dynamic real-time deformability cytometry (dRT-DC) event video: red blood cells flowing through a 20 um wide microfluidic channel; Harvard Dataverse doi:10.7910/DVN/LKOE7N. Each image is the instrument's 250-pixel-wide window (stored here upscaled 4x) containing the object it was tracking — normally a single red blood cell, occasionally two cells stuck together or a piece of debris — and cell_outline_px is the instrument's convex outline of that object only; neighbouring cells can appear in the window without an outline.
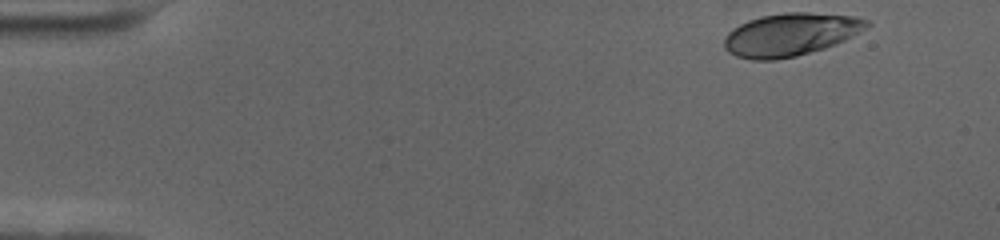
{"species": "human", "species_latin": "Homo sapiens", "temperature_condition": "cold", "stored_images_in_passage": 54, "camera_frame_rate_fps": 3000, "um_per_image_px": 0.085, "donor": {"sex": "female"}, "frame": {"image": 1, "passage_image": 1, "time_ms": 0.0, "image_size_px": [1000, 240], "cell_outline_px": [[872, 24], [868, 28], [836, 44], [824, 48], [796, 56], [776, 60], [752, 60], [736, 56], [728, 52], [724, 48], [724, 36], [732, 28], [748, 20], [760, 16], [784, 12], [808, 12], [856, 16], [868, 20]], "centroid_in_image_um": [67.19, 2.93], "position_along_channel_um": 17.8, "area_um2": 35.89}}
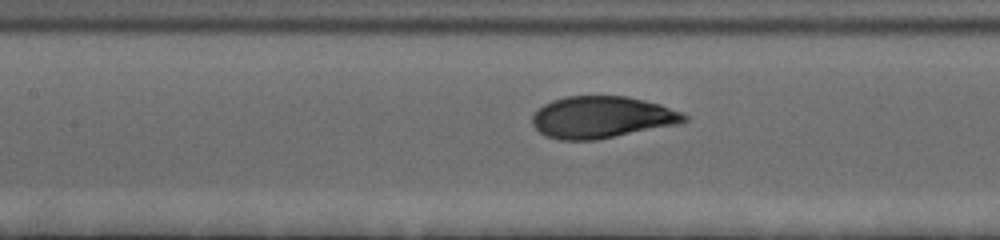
{"frame": {"image": 2, "passage_image": 23, "time_ms": 7.333, "image_size_px": [1000, 240], "cell_outline_px": [[688, 120], [676, 124], [596, 140], [560, 140], [544, 136], [532, 124], [532, 116], [544, 104], [552, 100], [564, 96], [628, 96], [660, 104], [680, 112], [688, 116]], "centroid_in_image_um": [51.12, 9.96], "position_along_channel_um": 156.3, "area_um2": 36.88}}
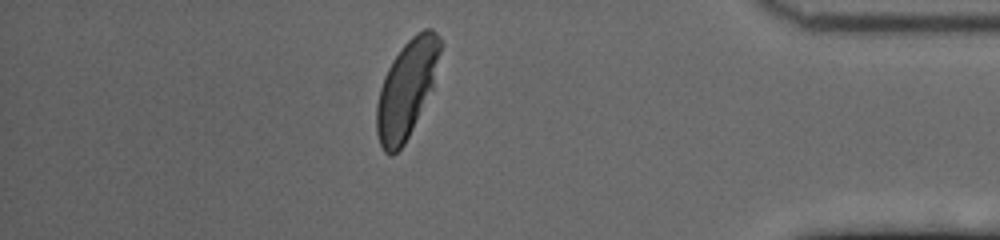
{"frame": {"image": 3, "passage_image": 47, "time_ms": 15.333, "image_size_px": [1000, 240], "cell_outline_px": [[440, 52], [432, 88], [404, 144], [392, 156], [388, 156], [384, 152], [380, 144], [376, 132], [376, 104], [380, 88], [384, 76], [392, 60], [404, 44], [416, 32], [424, 28], [432, 28], [440, 36]], "centroid_in_image_um": [34.54, 7.55], "position_along_channel_um": 400.7, "area_um2": 35.66}, "authors_computed_cell_mechanics": {"area_um2": 36.2695, "velocity_mm_per_s": 3.4545, "shape_relaxation_time_tau1_ms": 3.0415, "shape_relaxation_time_tau2_ms": null, "deformation_change_tau1": 0.1606, "deformation_change_tau2": null}}